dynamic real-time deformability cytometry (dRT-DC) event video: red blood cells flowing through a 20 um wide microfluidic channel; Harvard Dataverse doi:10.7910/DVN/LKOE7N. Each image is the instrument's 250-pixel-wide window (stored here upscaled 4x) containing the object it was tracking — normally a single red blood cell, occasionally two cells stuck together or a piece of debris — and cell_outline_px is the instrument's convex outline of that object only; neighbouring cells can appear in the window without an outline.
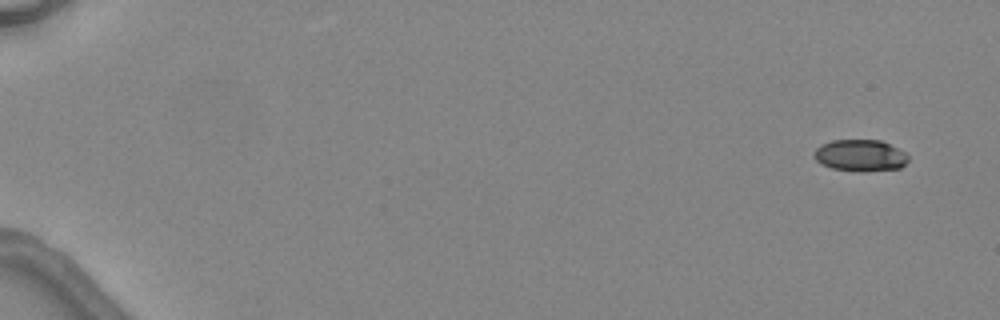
{"species": "common noctule bat (a hibernating species)", "species_latin": "Nyctalus noctula", "temperature_condition": "warm", "stored_images_in_passage": 5, "camera_frame_rate_fps": 3000, "um_per_image_px": 0.085, "animal": {"sex": "female", "body_mass_g": 24.6, "forearm_length_mm": 56.2}, "frame": {"image": 1, "passage_image": 1, "time_ms": 0.0, "image_size_px": [1000, 320], "cell_outline_px": [[908, 160], [900, 168], [864, 172], [860, 172], [832, 168], [820, 164], [812, 156], [816, 148], [820, 144], [832, 140], [880, 140], [904, 152], [908, 156]], "centroid_in_image_um": [73.07, 13.22], "position_along_channel_um": 11.9, "area_um2": 17.46}}
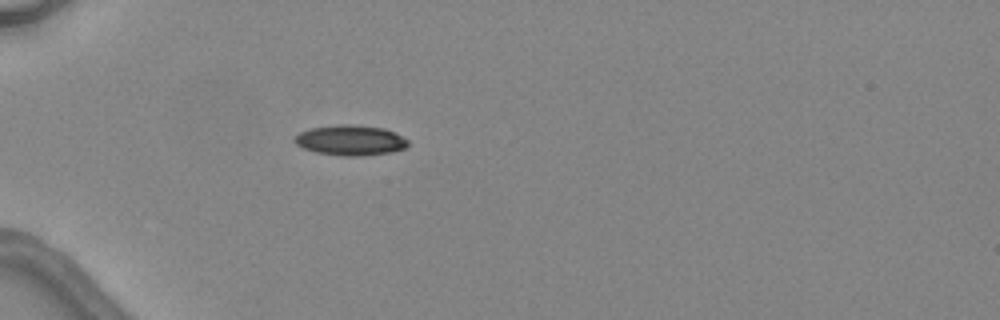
{"frame": {"image": 2, "passage_image": 5, "time_ms": 4.667, "image_size_px": [1000, 320], "cell_outline_px": [[408, 144], [404, 148], [392, 152], [360, 156], [344, 156], [316, 152], [304, 148], [296, 144], [292, 140], [300, 132], [312, 128], [336, 124], [352, 124], [384, 128], [396, 132], [408, 140]], "centroid_in_image_um": [29.8, 11.91], "position_along_channel_um": 55.2, "area_um2": 20.06}}